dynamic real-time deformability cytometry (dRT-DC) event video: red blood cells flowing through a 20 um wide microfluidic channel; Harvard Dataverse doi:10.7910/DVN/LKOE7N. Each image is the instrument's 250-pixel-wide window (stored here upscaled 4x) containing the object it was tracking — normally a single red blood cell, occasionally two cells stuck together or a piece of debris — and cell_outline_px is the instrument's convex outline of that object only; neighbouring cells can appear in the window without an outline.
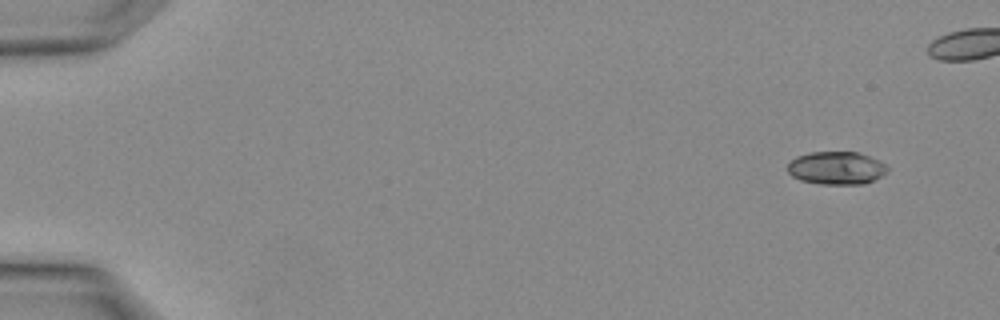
{"species": "Egyptian fruit bat (a non-hibernating species)", "species_latin": "Rousettus aegyptiacus", "temperature_condition": "warm", "stored_images_in_passage": 3, "camera_frame_rate_fps": 3000, "um_per_image_px": 0.085, "animal": {"sex": "female"}, "frame": {"image": 1, "passage_image": 1, "time_ms": 0.0, "image_size_px": [1000, 320], "cell_outline_px": [[888, 172], [864, 184], [820, 184], [800, 180], [792, 176], [788, 172], [788, 164], [796, 156], [808, 152], [856, 152], [868, 156], [888, 164]], "centroid_in_image_um": [71.09, 14.28], "position_along_channel_um": 13.9, "area_um2": 19.19}}
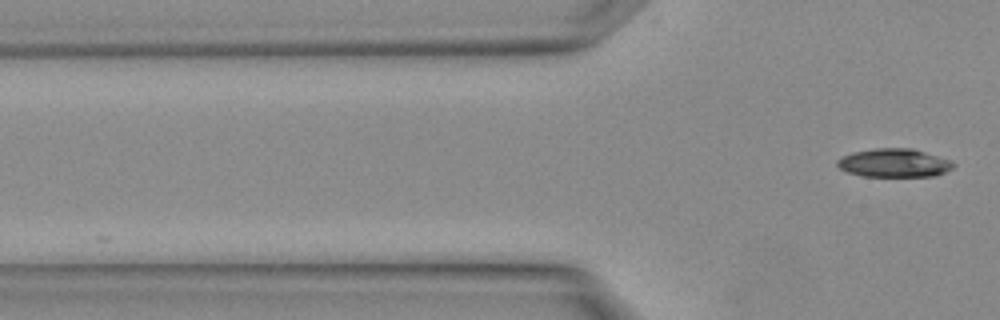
{"frame": {"image": 2, "passage_image": 3, "time_ms": 0.667, "image_size_px": [1000, 320], "cell_outline_px": [[956, 164], [952, 168], [936, 176], [860, 176], [848, 172], [840, 168], [836, 164], [836, 160], [852, 152], [872, 148], [912, 148], [952, 160]], "centroid_in_image_um": [76.01, 13.84], "position_along_channel_um": 49.8, "area_um2": 19.36}}